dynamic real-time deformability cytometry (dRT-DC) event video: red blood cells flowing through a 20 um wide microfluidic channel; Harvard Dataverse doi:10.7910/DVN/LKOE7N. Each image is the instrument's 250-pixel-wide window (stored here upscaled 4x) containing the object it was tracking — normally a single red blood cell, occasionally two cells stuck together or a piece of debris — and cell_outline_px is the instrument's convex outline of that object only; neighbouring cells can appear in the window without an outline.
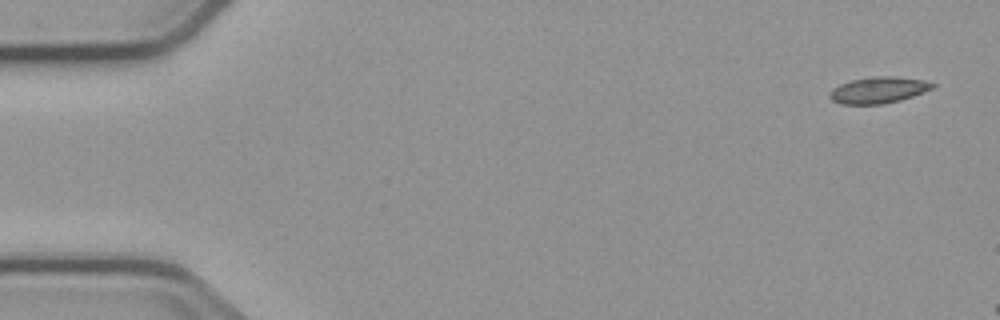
{"species": "common noctule bat (a hibernating species)", "species_latin": "Nyctalus noctula", "temperature_condition": "cold", "stored_images_in_passage": 2, "camera_frame_rate_fps": 3000, "um_per_image_px": 0.085, "animal": {"sex": "male", "body_mass_g": 23.1, "forearm_length_mm": 52.7}, "frame": {"image": 1, "passage_image": 1, "time_ms": 0.0, "image_size_px": [1000, 320], "cell_outline_px": [[936, 84], [932, 88], [924, 92], [900, 100], [880, 104], [840, 104], [832, 100], [828, 96], [828, 92], [832, 88], [840, 84], [852, 80], [872, 76], [896, 76], [924, 80]], "centroid_in_image_um": [74.63, 7.65], "position_along_channel_um": 10.4, "area_um2": 15.84}}